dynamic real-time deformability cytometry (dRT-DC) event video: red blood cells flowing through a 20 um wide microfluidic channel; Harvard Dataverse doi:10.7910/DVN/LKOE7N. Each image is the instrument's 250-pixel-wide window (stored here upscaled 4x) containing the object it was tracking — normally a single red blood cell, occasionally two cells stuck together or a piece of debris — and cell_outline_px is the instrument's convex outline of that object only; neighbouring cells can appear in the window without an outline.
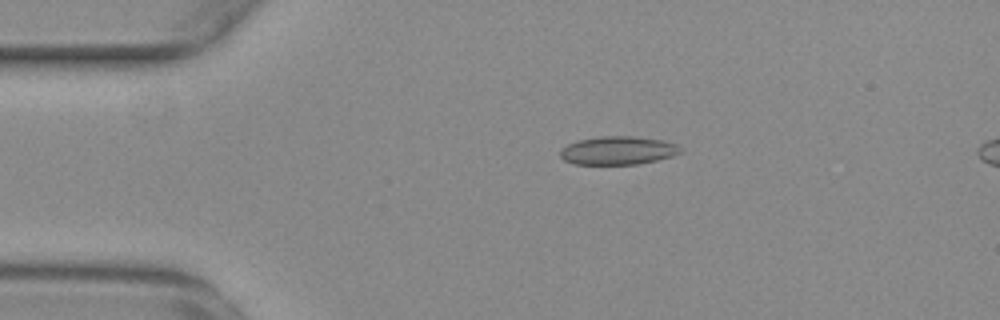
{"species": "common noctule bat (a hibernating species)", "species_latin": "Nyctalus noctula", "temperature_condition": "warm", "stored_images_in_passage": 56, "segment_of_instrument_passage": [1, 2], "camera_frame_rate_fps": 3000, "um_per_image_px": 0.085, "animal": {"sex": "female", "body_mass_g": 29.2, "forearm_length_mm": 56.3}, "frame": {"image": 1, "passage_image": 11, "time_ms": 3.333, "image_size_px": [1000, 320], "cell_outline_px": [[684, 152], [672, 156], [656, 160], [636, 164], [576, 164], [564, 160], [560, 156], [560, 152], [568, 144], [580, 140], [600, 136], [632, 136], [664, 140], [676, 144], [684, 148]], "centroid_in_image_um": [52.59, 12.79], "position_along_channel_um": 32.4, "area_um2": 19.83}}
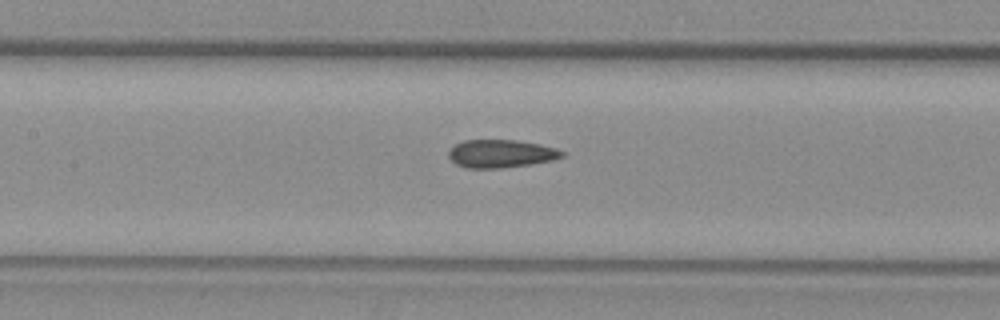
{"frame": {"image": 2, "passage_image": 25, "time_ms": 8.0, "image_size_px": [1000, 320], "cell_outline_px": [[564, 156], [552, 160], [528, 164], [500, 168], [464, 168], [456, 164], [448, 156], [448, 152], [456, 144], [464, 140], [516, 140], [556, 148], [564, 152]], "centroid_in_image_um": [42.55, 13.06], "position_along_channel_um": 164.9, "area_um2": 18.26}}
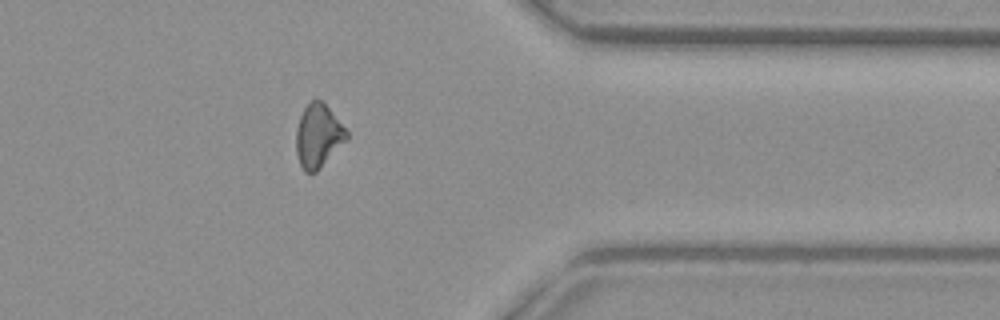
{"frame": {"image": 3, "passage_image": 44, "time_ms": 14.333, "image_size_px": [1000, 320], "cell_outline_px": [[348, 140], [316, 172], [304, 172], [300, 164], [296, 152], [296, 128], [300, 116], [304, 108], [312, 100], [320, 100], [328, 108], [348, 132]], "centroid_in_image_um": [27.04, 11.58], "position_along_channel_um": 384.4, "area_um2": 18.5}}